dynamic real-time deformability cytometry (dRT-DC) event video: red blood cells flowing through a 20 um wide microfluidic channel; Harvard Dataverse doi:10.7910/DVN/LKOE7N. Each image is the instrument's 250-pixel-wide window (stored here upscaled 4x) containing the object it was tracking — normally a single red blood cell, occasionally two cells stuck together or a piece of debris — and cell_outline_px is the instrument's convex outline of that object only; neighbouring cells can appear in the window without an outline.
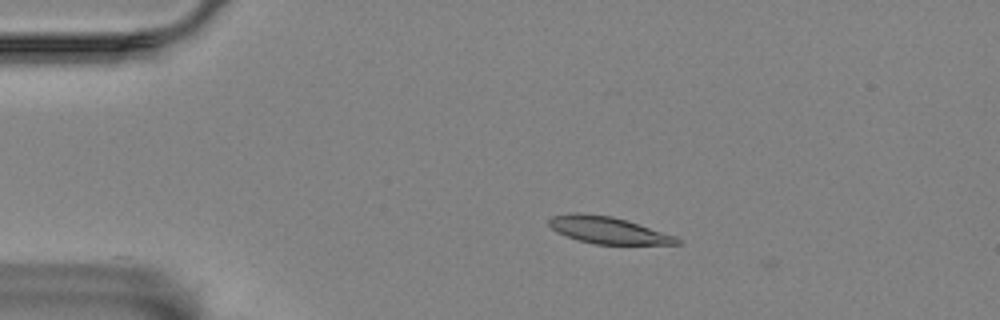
{"species": "Egyptian fruit bat (a non-hibernating species)", "species_latin": "Rousettus aegyptiacus", "temperature_condition": "room temperature", "stored_images_in_passage": 2, "camera_frame_rate_fps": 3000, "um_per_image_px": 0.085, "animal": {"sex": "female"}, "frame": {"image": 1, "passage_image": 1, "time_ms": 0.0, "image_size_px": [1000, 320], "cell_outline_px": [[684, 244], [596, 244], [580, 240], [556, 232], [548, 224], [548, 220], [552, 216], [568, 212], [580, 212], [612, 216], [628, 220], [676, 236], [684, 240]], "centroid_in_image_um": [51.72, 19.55], "position_along_channel_um": 33.3, "area_um2": 20.29}}